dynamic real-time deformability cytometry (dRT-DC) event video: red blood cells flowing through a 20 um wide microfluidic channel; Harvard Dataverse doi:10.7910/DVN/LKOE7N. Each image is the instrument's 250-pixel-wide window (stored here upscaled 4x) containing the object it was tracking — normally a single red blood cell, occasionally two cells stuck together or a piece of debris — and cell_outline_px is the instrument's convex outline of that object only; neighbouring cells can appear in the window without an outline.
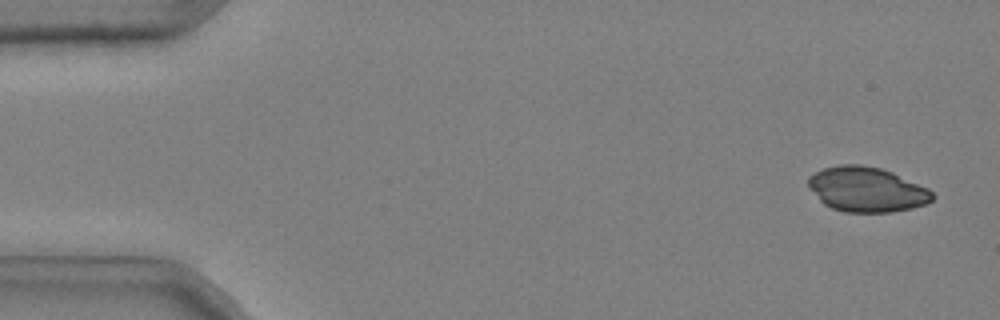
{"species": "common noctule bat (a hibernating species)", "species_latin": "Nyctalus noctula", "temperature_condition": "cold", "stored_images_in_passage": 50, "camera_frame_rate_fps": 3000, "um_per_image_px": 0.085, "animal": {"sex": "male", "body_mass_g": 20.4}, "frame": {"image": 1, "passage_image": 2, "time_ms": 0.333, "image_size_px": [1000, 320], "cell_outline_px": [[936, 196], [932, 200], [924, 204], [912, 208], [892, 212], [844, 212], [832, 208], [824, 204], [808, 188], [808, 176], [824, 168], [840, 164], [860, 164], [880, 168], [892, 172], [928, 188]], "centroid_in_image_um": [73.66, 16.1], "position_along_channel_um": 11.3, "area_um2": 32.48}}